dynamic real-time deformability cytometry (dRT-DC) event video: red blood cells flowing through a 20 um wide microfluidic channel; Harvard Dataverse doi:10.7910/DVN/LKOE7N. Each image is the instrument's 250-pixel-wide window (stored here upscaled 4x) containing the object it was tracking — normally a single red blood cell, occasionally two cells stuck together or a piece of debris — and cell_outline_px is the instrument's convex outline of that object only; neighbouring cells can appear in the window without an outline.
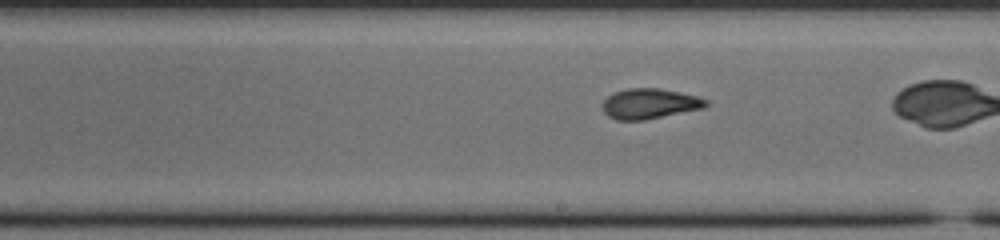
{"species": "common noctule bat (a hibernating species)", "species_latin": "Nyctalus noctula", "temperature_condition": "cold", "stored_images_in_passage": 26, "camera_frame_rate_fps": 3000, "um_per_image_px": 0.085, "animal": {"sex": "male", "body_mass_g": 20.0, "forearm_length_mm": 53.3}, "frame": {"image": 1, "passage_image": 15, "time_ms": 4.667, "image_size_px": [1000, 240], "cell_outline_px": [[708, 104], [704, 108], [644, 120], [616, 120], [608, 116], [604, 112], [600, 104], [612, 92], [628, 88], [660, 88], [680, 92], [696, 96], [708, 100]], "centroid_in_image_um": [55.18, 8.81], "position_along_channel_um": 233.8, "area_um2": 18.38}}